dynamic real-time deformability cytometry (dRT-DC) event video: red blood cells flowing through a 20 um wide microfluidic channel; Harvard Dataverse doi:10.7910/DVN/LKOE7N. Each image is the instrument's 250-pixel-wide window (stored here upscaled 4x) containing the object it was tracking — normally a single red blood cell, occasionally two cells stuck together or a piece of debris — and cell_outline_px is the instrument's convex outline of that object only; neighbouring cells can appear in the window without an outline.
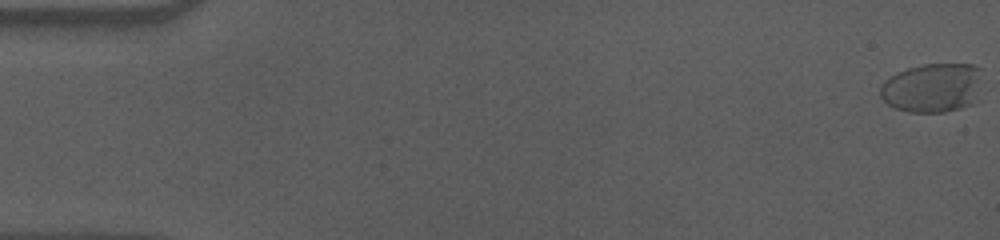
{"species": "human", "species_latin": "Homo sapiens", "temperature_condition": "cold", "stored_images_in_passage": 59, "camera_frame_rate_fps": 3000, "um_per_image_px": 0.085, "donor": {"sex": "male"}, "frame": {"image": 1, "passage_image": 1, "time_ms": 0.0, "image_size_px": [1000, 240], "cell_outline_px": [[980, 100], [972, 104], [960, 108], [944, 112], [908, 112], [896, 108], [888, 104], [880, 96], [880, 88], [896, 72], [908, 68], [924, 64], [972, 64], [980, 68]], "centroid_in_image_um": [79.32, 7.47], "position_along_channel_um": 5.7, "area_um2": 29.42}}
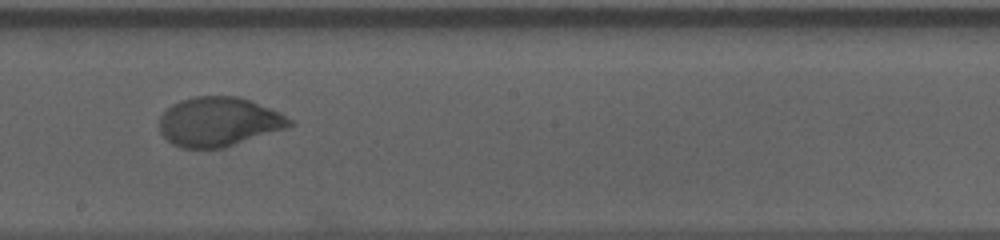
{"frame": {"image": 2, "passage_image": 34, "time_ms": 11.0, "image_size_px": [1000, 240], "cell_outline_px": [[296, 124], [224, 148], [180, 148], [172, 144], [160, 132], [160, 116], [172, 104], [180, 100], [192, 96], [240, 96], [252, 100], [280, 112], [292, 120]], "centroid_in_image_um": [18.59, 10.34], "position_along_channel_um": 229.6, "area_um2": 37.45}}
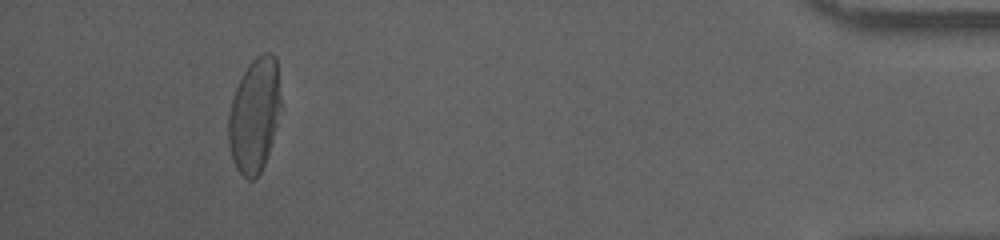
{"frame": {"image": 3, "passage_image": 55, "time_ms": 18.0, "image_size_px": [1000, 240], "cell_outline_px": [[284, 108], [264, 164], [260, 172], [252, 180], [248, 180], [236, 168], [228, 144], [228, 116], [232, 96], [248, 64], [256, 56], [264, 52], [272, 52], [276, 56]], "centroid_in_image_um": [21.68, 9.73], "position_along_channel_um": 413.5, "area_um2": 35.78}, "authors_computed_cell_mechanics": {"area_um2": 36.0672, "velocity_mm_per_s": 3.5317, "shape_relaxation_time_tau1_ms": 5.074, "shape_relaxation_time_tau2_ms": null, "deformation_change_tau1": 0.2092, "deformation_change_tau2": null}}